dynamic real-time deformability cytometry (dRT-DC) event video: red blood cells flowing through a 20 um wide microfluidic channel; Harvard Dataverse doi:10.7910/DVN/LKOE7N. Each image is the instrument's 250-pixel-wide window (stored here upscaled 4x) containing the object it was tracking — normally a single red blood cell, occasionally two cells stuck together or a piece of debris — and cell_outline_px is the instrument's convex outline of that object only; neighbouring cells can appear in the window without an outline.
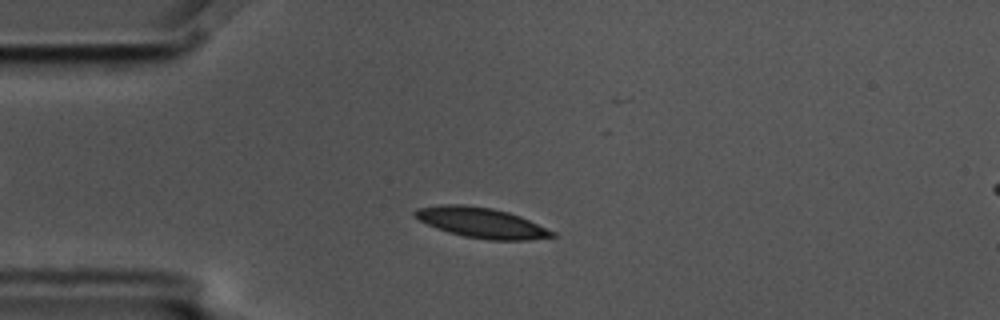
{"species": "common noctule bat (a hibernating species)", "species_latin": "Nyctalus noctula", "temperature_condition": "cold", "stored_images_in_passage": 6, "camera_frame_rate_fps": 3000, "um_per_image_px": 0.085, "animal": {"sex": "male", "body_mass_g": 17.5, "forearm_length_mm": 52.3}, "frame": {"image": 1, "passage_image": 2, "time_ms": 0.333, "image_size_px": [1000, 320], "cell_outline_px": [[556, 236], [528, 240], [488, 240], [464, 236], [448, 232], [436, 228], [412, 216], [412, 212], [416, 208], [440, 204], [464, 204], [492, 208], [508, 212], [520, 216], [556, 232]], "centroid_in_image_um": [40.89, 18.92], "position_along_channel_um": 44.1, "area_um2": 24.33}}